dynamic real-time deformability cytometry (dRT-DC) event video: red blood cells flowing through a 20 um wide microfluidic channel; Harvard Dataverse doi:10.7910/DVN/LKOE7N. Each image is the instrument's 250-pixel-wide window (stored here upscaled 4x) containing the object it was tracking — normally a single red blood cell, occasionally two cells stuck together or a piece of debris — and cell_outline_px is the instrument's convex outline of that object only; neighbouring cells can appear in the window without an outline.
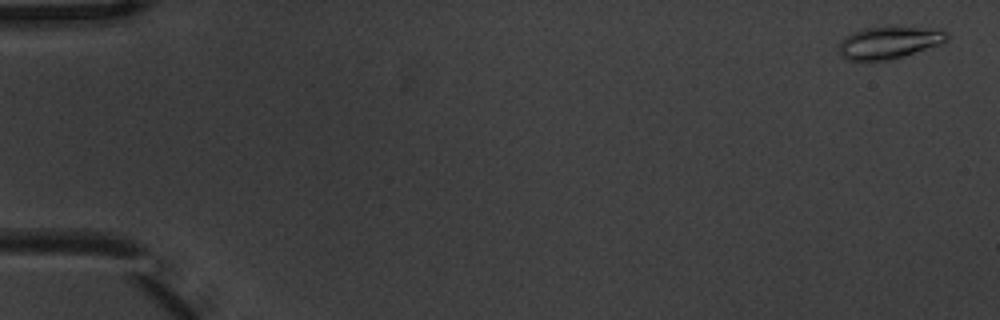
{"species": "common noctule bat (a hibernating species)", "species_latin": "Nyctalus noctula", "temperature_condition": "warm", "stored_images_in_passage": 6, "camera_frame_rate_fps": 3000, "um_per_image_px": 0.085, "animal": {"sex": "male", "body_mass_g": 20.1, "forearm_length_mm": 53.5}, "frame": {"image": 1, "passage_image": 1, "time_ms": 0.0, "image_size_px": [1000, 320], "cell_outline_px": [[948, 40], [940, 44], [888, 60], [848, 60], [840, 56], [840, 40], [844, 36], [864, 28], [924, 28], [948, 32]], "centroid_in_image_um": [75.52, 3.63], "position_along_channel_um": 9.5, "area_um2": 19.59}}